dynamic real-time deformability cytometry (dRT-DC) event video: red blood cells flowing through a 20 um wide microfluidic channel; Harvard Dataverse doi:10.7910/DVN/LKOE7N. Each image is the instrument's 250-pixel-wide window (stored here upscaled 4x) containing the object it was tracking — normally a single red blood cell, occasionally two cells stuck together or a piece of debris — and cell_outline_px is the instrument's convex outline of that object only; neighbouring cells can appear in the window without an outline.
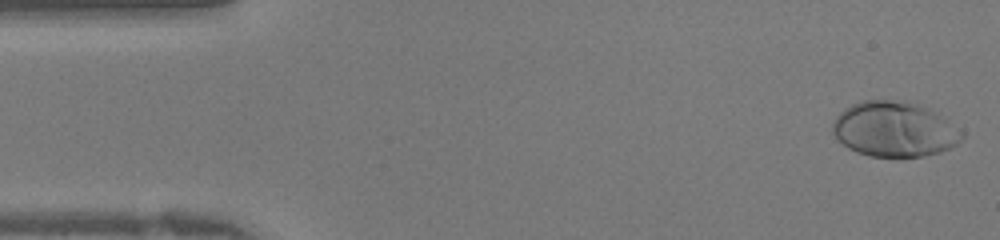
{"species": "human", "species_latin": "Homo sapiens", "temperature_condition": "warm", "stored_images_in_passage": 41, "camera_frame_rate_fps": 3000, "um_per_image_px": 0.085, "donor": {"sex": "female"}, "frame": {"image": 1, "passage_image": 1, "time_ms": 0.0, "image_size_px": [1000, 240], "cell_outline_px": [[964, 136], [956, 144], [940, 152], [924, 156], [868, 156], [856, 152], [848, 148], [832, 132], [832, 124], [836, 116], [844, 108], [852, 104], [864, 100], [904, 100], [928, 108], [964, 132]], "centroid_in_image_um": [76.0, 10.98], "position_along_channel_um": 9.0, "area_um2": 41.27}}
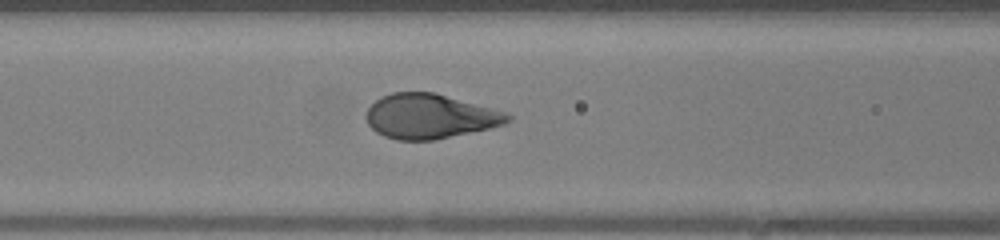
{"frame": {"image": 2, "passage_image": 16, "time_ms": 5.0, "image_size_px": [1000, 240], "cell_outline_px": [[512, 120], [504, 124], [488, 128], [432, 140], [396, 140], [384, 136], [376, 132], [368, 124], [364, 116], [364, 112], [380, 96], [392, 92], [432, 92], [508, 112], [512, 116]], "centroid_in_image_um": [36.5, 9.88], "position_along_channel_um": 130.1, "area_um2": 36.76}}
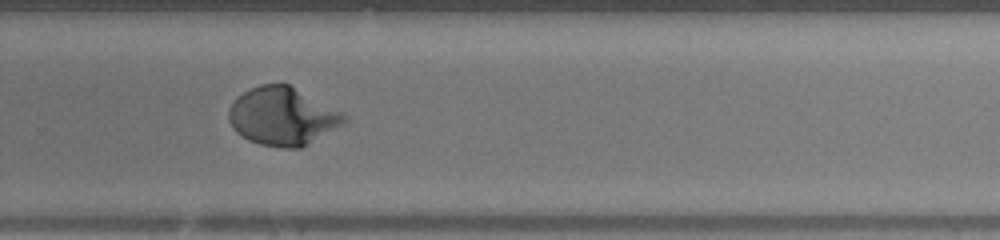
{"frame": {"image": 3, "passage_image": 27, "time_ms": 8.667, "image_size_px": [1000, 240], "cell_outline_px": [[348, 120], [300, 148], [280, 148], [260, 144], [248, 140], [236, 132], [232, 128], [228, 120], [228, 108], [244, 92], [260, 84], [288, 84], [344, 112], [348, 116]], "centroid_in_image_um": [24.0, 9.89], "position_along_channel_um": 305.8, "area_um2": 38.73}}